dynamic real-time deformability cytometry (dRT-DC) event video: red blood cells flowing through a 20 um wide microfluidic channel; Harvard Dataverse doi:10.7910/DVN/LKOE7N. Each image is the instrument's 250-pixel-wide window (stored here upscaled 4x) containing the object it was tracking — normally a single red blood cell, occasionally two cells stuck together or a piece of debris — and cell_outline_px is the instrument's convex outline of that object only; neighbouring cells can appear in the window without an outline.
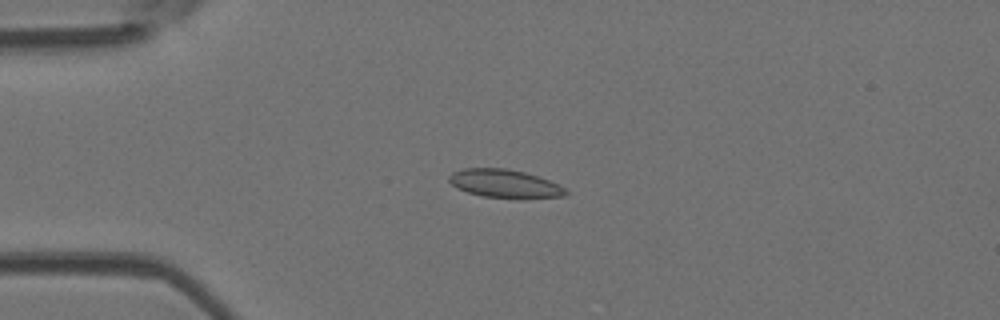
{"species": "Egyptian fruit bat (a non-hibernating species)", "species_latin": "Rousettus aegyptiacus", "temperature_condition": "room temperature", "stored_images_in_passage": 41, "camera_frame_rate_fps": 3000, "um_per_image_px": 0.085, "animal": {"sex": "female"}, "frame": {"image": 1, "passage_image": 3, "time_ms": 0.667, "image_size_px": [1000, 320], "cell_outline_px": [[568, 192], [564, 196], [484, 196], [468, 192], [456, 188], [448, 180], [448, 176], [452, 172], [464, 168], [508, 168], [524, 172], [560, 184]], "centroid_in_image_um": [42.82, 15.56], "position_along_channel_um": 42.2, "area_um2": 18.44}}
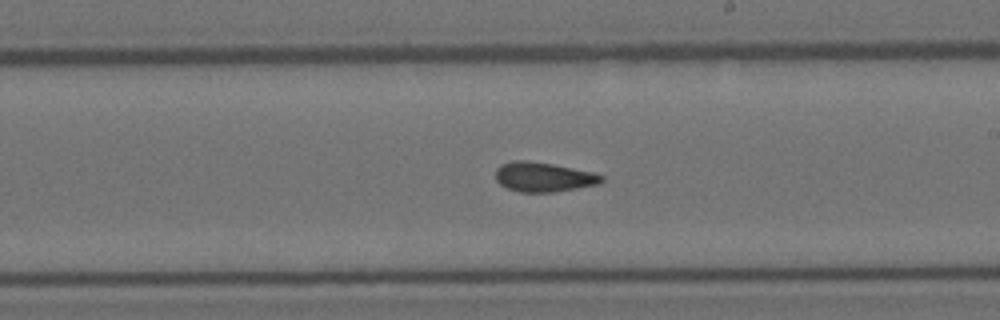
{"frame": {"image": 2, "passage_image": 20, "time_ms": 6.333, "image_size_px": [1000, 320], "cell_outline_px": [[604, 180], [600, 184], [552, 192], [520, 192], [508, 188], [500, 184], [496, 180], [496, 168], [500, 164], [512, 160], [528, 160], [552, 164], [592, 172], [604, 176]], "centroid_in_image_um": [46.18, 15.03], "position_along_channel_um": 242.8, "area_um2": 18.26}}
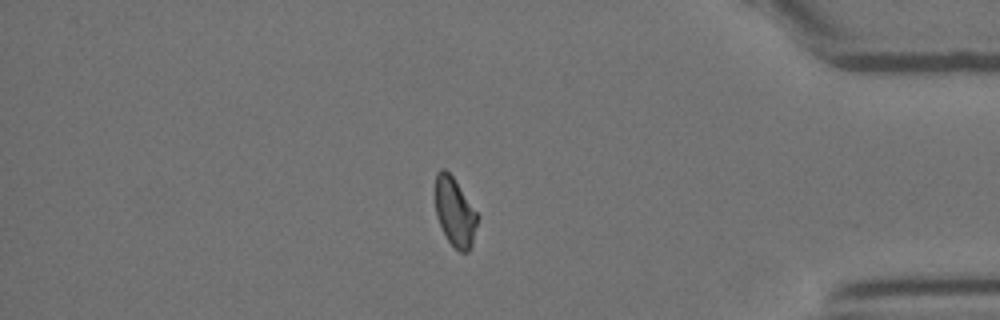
{"frame": {"image": 3, "passage_image": 34, "time_ms": 11.0, "image_size_px": [1000, 320], "cell_outline_px": [[480, 216], [472, 244], [468, 252], [460, 252], [448, 240], [436, 216], [436, 172], [440, 168], [444, 168], [452, 176]], "centroid_in_image_um": [38.69, 18.02], "position_along_channel_um": 396.5, "area_um2": 16.76}, "authors_computed_cell_mechanics": {"area_um2": 17.918, "velocity_mm_per_s": 3.9584, "shape_relaxation_time_tau1_ms": null, "shape_relaxation_time_tau2_ms": 2.0732, "deformation_change_tau1": null, "deformation_change_tau2": 0.0764}}